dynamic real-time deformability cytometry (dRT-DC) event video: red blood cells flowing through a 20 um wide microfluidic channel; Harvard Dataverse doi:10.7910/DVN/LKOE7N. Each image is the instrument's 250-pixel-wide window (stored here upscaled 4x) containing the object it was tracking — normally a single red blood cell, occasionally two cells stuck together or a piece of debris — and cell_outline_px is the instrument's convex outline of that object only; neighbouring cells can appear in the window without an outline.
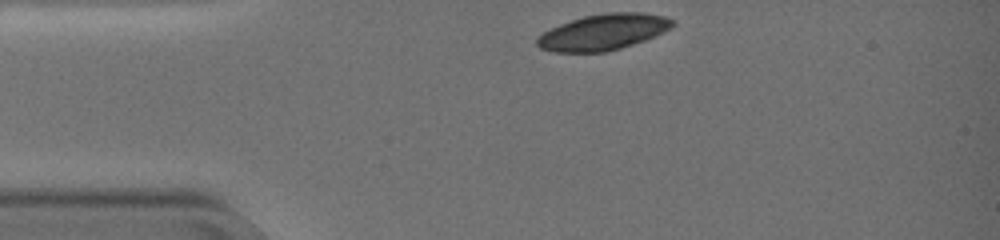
{"species": "common noctule bat (a hibernating species)", "species_latin": "Nyctalus noctula", "temperature_condition": "warm", "stored_images_in_passage": 42, "camera_frame_rate_fps": 3000, "um_per_image_px": 0.085, "animal": {"sex": "female", "body_mass_g": 19.0, "forearm_length_mm": 51.5}, "frame": {"image": 1, "passage_image": 1, "time_ms": 0.0, "image_size_px": [1000, 240], "cell_outline_px": [[676, 24], [672, 28], [656, 36], [620, 48], [604, 52], [552, 52], [540, 48], [536, 44], [536, 36], [560, 24], [584, 16], [604, 12], [644, 12], [668, 16], [676, 20]], "centroid_in_image_um": [51.33, 2.71], "position_along_channel_um": 33.7, "area_um2": 28.73}}
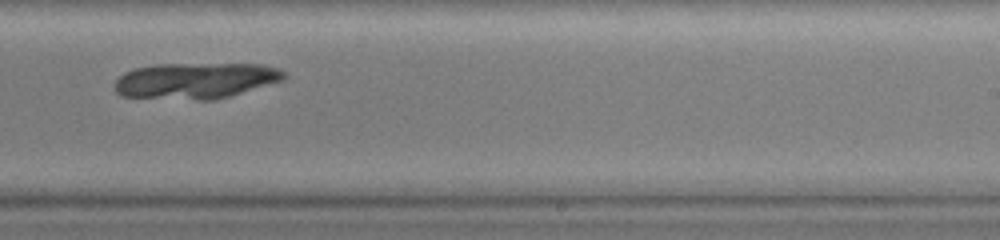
{"frame": {"image": 2, "passage_image": 27, "time_ms": 8.667, "image_size_px": [1000, 240], "cell_outline_px": [[288, 76], [284, 80], [216, 100], [196, 100], [120, 96], [116, 92], [112, 84], [124, 72], [136, 68], [156, 64], [264, 64], [280, 68]], "centroid_in_image_um": [16.63, 6.85], "position_along_channel_um": 272.4, "area_um2": 35.89}}
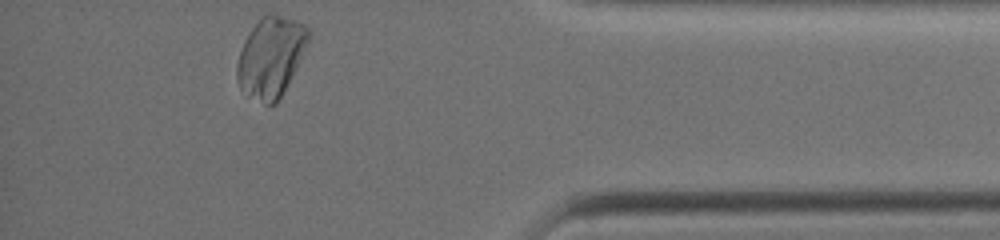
{"frame": {"image": 3, "passage_image": 42, "time_ms": 13.667, "image_size_px": [1000, 240], "cell_outline_px": [[312, 32], [308, 44], [276, 104], [264, 104], [248, 96], [240, 88], [236, 80], [236, 64], [244, 40], [252, 28], [264, 12], [272, 12], [296, 20], [304, 24]], "centroid_in_image_um": [23.01, 4.79], "position_along_channel_um": 412.2, "area_um2": 33.47}}